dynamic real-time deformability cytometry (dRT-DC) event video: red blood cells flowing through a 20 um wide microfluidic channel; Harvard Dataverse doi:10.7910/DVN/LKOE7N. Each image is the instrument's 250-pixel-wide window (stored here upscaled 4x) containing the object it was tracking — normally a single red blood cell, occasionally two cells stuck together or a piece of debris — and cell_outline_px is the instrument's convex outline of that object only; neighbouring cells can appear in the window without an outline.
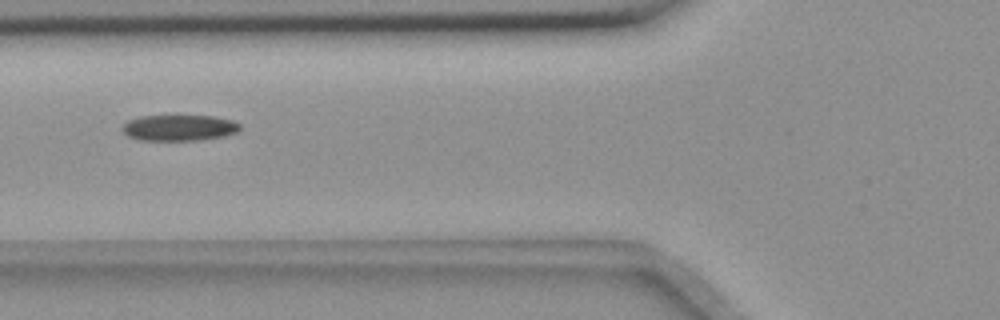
{"species": "common noctule bat (a hibernating species)", "species_latin": "Nyctalus noctula", "temperature_condition": "room temperature", "stored_images_in_passage": 8, "segment_of_instrument_passage": [2, 2], "camera_frame_rate_fps": 3000, "um_per_image_px": 0.085, "animal": {"sex": "female", "body_mass_g": 18.4}, "frame": {"image": 1, "passage_image": 7, "time_ms": 6.667, "image_size_px": [1000, 320], "cell_outline_px": [[240, 128], [236, 132], [224, 136], [200, 140], [140, 140], [128, 136], [124, 132], [124, 124], [128, 120], [140, 116], [212, 116], [232, 120], [240, 124]], "centroid_in_image_um": [15.24, 10.86], "position_along_channel_um": 110.6, "area_um2": 17.63}}
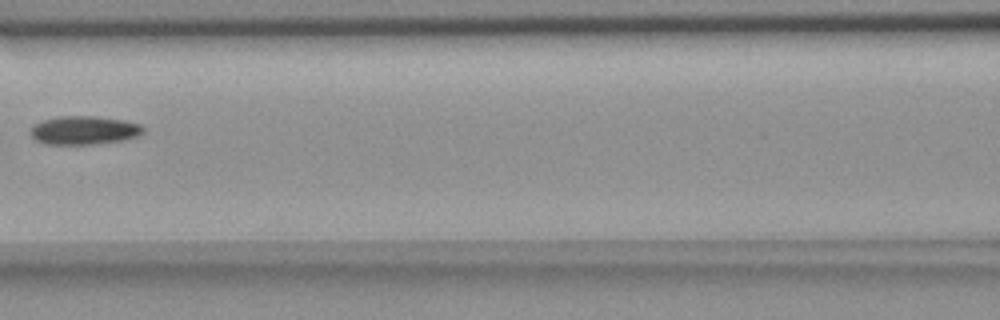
{"frame": {"image": 2, "passage_image": 8, "time_ms": 8.0, "image_size_px": [1000, 320], "cell_outline_px": [[144, 132], [136, 136], [124, 140], [96, 144], [44, 144], [36, 140], [32, 136], [32, 124], [56, 116], [96, 116], [124, 120], [140, 124], [144, 128]], "centroid_in_image_um": [7.15, 11.07], "position_along_channel_um": 159.4, "area_um2": 18.79}}